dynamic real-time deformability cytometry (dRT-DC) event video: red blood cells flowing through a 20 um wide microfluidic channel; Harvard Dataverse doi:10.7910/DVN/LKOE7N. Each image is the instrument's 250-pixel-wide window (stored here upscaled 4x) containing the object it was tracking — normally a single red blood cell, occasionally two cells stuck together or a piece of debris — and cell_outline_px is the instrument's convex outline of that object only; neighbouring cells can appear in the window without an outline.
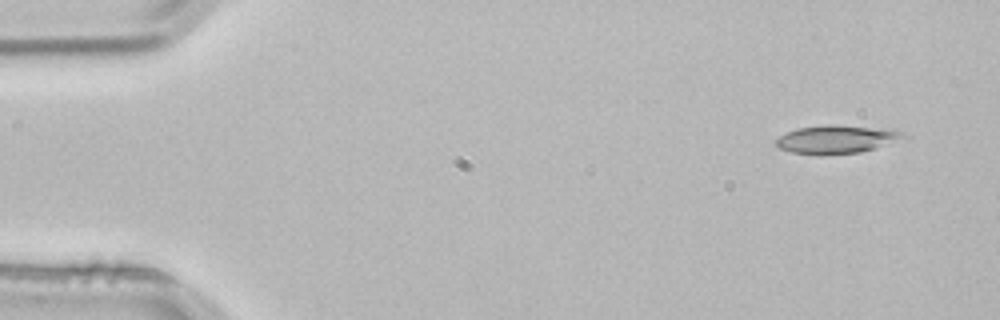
{"species": "common noctule bat (a hibernating species)", "species_latin": "Nyctalus noctula", "temperature_condition": "room temperature", "stored_images_in_passage": 3, "camera_frame_rate_fps": 3000, "um_per_image_px": 0.085, "animal": {"sex": "male", "body_mass_g": 21.5, "forearm_length_mm": 52.0}, "frame": {"image": 1, "passage_image": 1, "time_ms": 0.0, "image_size_px": [1000, 320], "cell_outline_px": [[904, 136], [884, 144], [860, 152], [824, 156], [816, 156], [792, 152], [780, 148], [776, 144], [776, 140], [780, 136], [796, 128], [828, 124], [892, 128], [904, 132]], "centroid_in_image_um": [71.05, 11.84], "position_along_channel_um": 14.0, "area_um2": 20.98}}
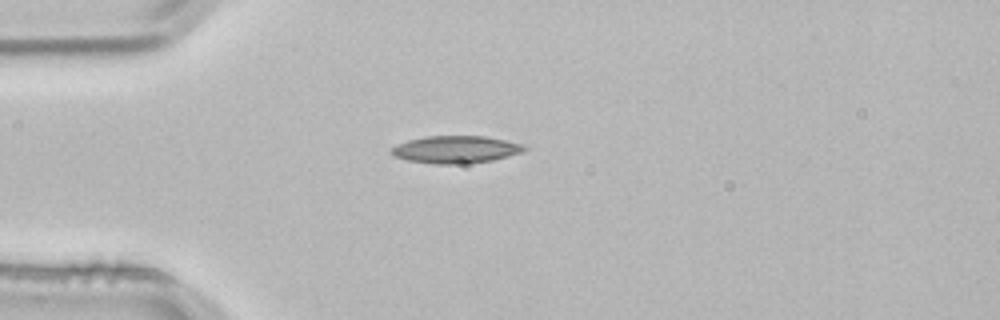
{"frame": {"image": 2, "passage_image": 3, "time_ms": 0.667, "image_size_px": [1000, 320], "cell_outline_px": [[528, 148], [524, 152], [492, 160], [468, 164], [432, 164], [408, 160], [392, 156], [392, 148], [408, 140], [424, 136], [484, 136], [524, 144]], "centroid_in_image_um": [38.77, 12.71], "position_along_channel_um": 46.2, "area_um2": 21.27}}